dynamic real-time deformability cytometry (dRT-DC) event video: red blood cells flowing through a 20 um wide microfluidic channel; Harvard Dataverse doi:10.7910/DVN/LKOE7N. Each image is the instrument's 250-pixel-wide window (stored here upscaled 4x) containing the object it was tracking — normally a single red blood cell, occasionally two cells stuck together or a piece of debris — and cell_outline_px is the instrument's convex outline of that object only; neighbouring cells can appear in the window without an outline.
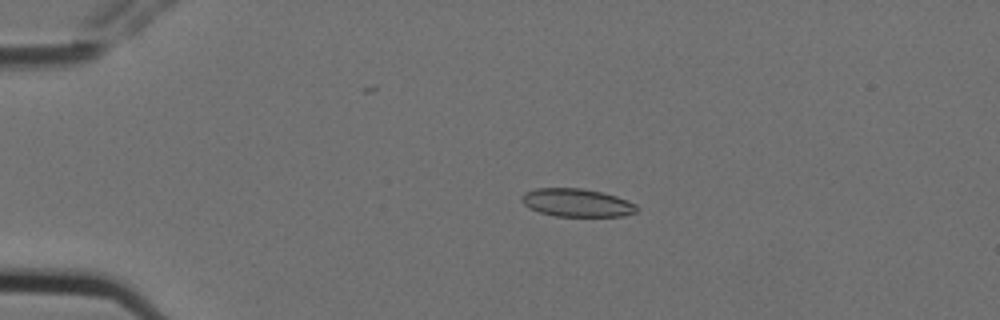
{"species": "Egyptian fruit bat (a non-hibernating species)", "species_latin": "Rousettus aegyptiacus", "temperature_condition": "cold", "stored_images_in_passage": 5, "camera_frame_rate_fps": 3000, "um_per_image_px": 0.085, "animal": {"sex": "female"}, "frame": {"image": 1, "passage_image": 3, "time_ms": 0.667, "image_size_px": [1000, 320], "cell_outline_px": [[640, 208], [636, 212], [624, 216], [556, 216], [540, 212], [528, 208], [520, 200], [520, 196], [524, 192], [536, 188], [580, 188], [600, 192], [616, 196], [628, 200], [636, 204]], "centroid_in_image_um": [49.02, 17.23], "position_along_channel_um": 36.0, "area_um2": 18.96}}
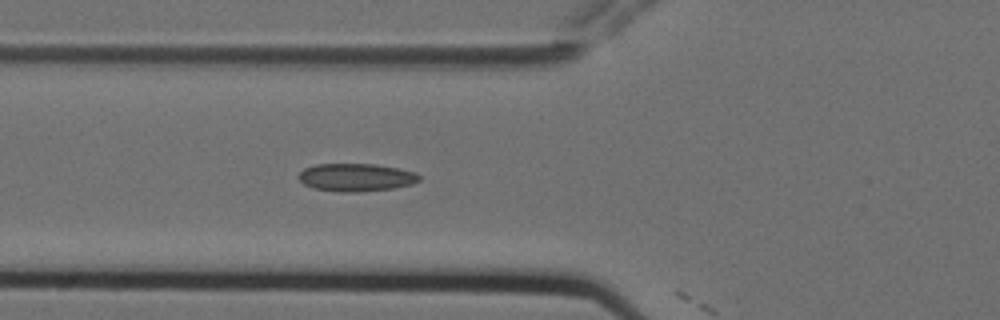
{"frame": {"image": 2, "passage_image": 5, "time_ms": 1.333, "image_size_px": [1000, 320], "cell_outline_px": [[420, 180], [412, 184], [392, 188], [360, 192], [340, 192], [312, 188], [304, 184], [296, 176], [304, 168], [316, 164], [376, 164], [416, 172], [420, 176]], "centroid_in_image_um": [30.24, 15.08], "position_along_channel_um": 95.6, "area_um2": 19.65}}